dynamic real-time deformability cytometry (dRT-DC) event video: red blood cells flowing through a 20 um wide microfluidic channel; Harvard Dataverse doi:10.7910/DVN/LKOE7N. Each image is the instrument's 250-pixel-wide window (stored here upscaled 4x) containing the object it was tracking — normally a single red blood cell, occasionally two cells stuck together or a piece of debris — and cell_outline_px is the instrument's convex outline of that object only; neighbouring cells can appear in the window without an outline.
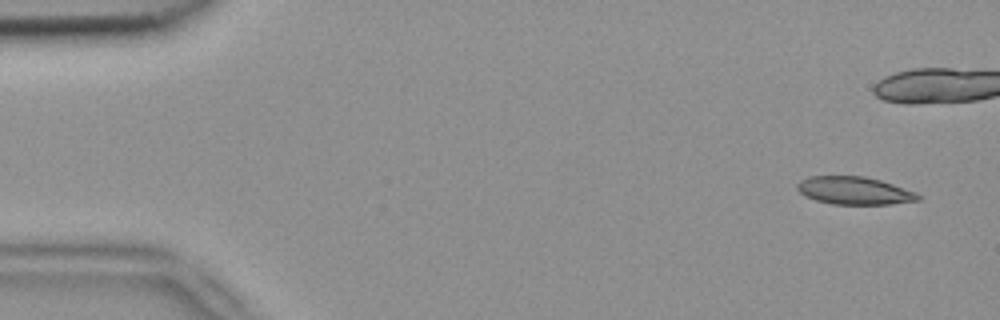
{"species": "common noctule bat (a hibernating species)", "species_latin": "Nyctalus noctula", "temperature_condition": "room temperature", "stored_images_in_passage": 6, "camera_frame_rate_fps": 3000, "um_per_image_px": 0.085, "animal": {"sex": "female", "body_mass_g": 18.4}, "frame": {"image": 1, "passage_image": 1, "time_ms": 0.0, "image_size_px": [1000, 320], "cell_outline_px": [[924, 196], [920, 200], [888, 204], [832, 204], [816, 200], [804, 196], [796, 188], [796, 184], [800, 180], [808, 176], [864, 176], [880, 180], [916, 192]], "centroid_in_image_um": [72.61, 16.2], "position_along_channel_um": 12.4, "area_um2": 19.65}}